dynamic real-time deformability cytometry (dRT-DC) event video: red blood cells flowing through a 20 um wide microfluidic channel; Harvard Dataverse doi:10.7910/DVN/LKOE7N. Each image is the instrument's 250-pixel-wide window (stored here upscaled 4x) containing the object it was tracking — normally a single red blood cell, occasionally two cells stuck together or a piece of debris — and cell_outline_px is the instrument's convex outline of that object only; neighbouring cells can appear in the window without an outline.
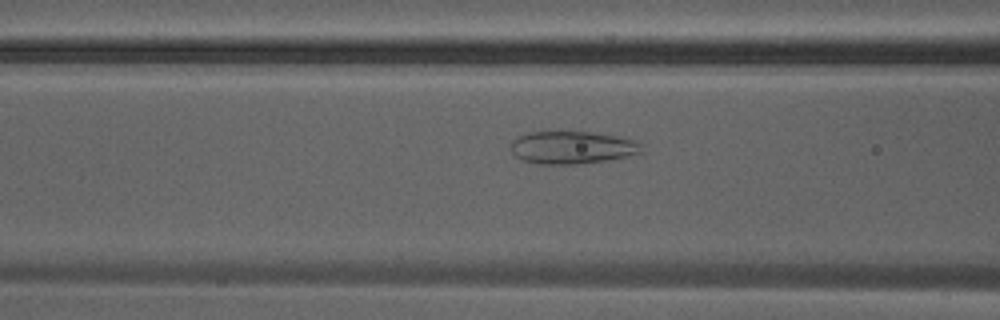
{"species": "Egyptian fruit bat (a non-hibernating species)", "species_latin": "Rousettus aegyptiacus", "temperature_condition": "warm", "stored_images_in_passage": 14, "camera_frame_rate_fps": 3000, "um_per_image_px": 0.085, "animal": {"sex": "male"}, "frame": {"image": 1, "passage_image": 12, "time_ms": 3.667, "image_size_px": [1000, 320], "cell_outline_px": [[644, 152], [608, 160], [576, 164], [540, 164], [524, 160], [516, 156], [508, 148], [508, 144], [512, 140], [528, 132], [592, 132], [616, 136], [636, 140], [640, 144]], "centroid_in_image_um": [48.61, 12.53], "position_along_channel_um": 118.0, "area_um2": 24.91}}